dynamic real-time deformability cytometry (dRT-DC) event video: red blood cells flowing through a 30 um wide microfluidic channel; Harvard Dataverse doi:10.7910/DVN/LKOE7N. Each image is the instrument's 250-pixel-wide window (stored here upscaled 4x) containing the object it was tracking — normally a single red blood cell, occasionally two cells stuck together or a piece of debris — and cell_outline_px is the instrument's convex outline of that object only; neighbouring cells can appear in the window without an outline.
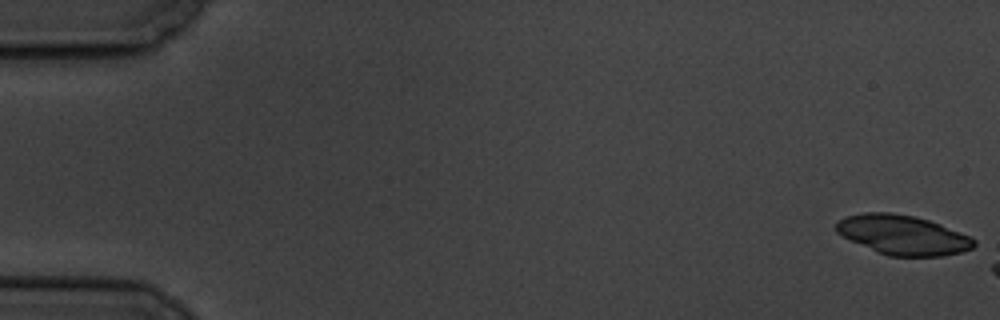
{"species": "common noctule bat (a hibernating species)", "species_latin": "Nyctalus noctula", "temperature_condition": "cold", "stored_images_in_passage": 3, "camera_frame_rate_fps": 3000, "um_per_image_px": 0.085, "animal": {"sex": "male", "body_mass_g": 19.5, "forearm_length_mm": 54.6}, "frame": {"image": 1, "passage_image": 1, "time_ms": 0.0, "image_size_px": [1000, 320], "cell_outline_px": [[976, 244], [972, 248], [960, 252], [944, 256], [888, 256], [876, 252], [836, 232], [836, 224], [840, 220], [848, 216], [864, 212], [892, 212], [912, 216], [928, 220], [940, 224], [968, 236], [976, 240]], "centroid_in_image_um": [76.75, 19.97], "position_along_channel_um": 8.3, "area_um2": 31.39}}